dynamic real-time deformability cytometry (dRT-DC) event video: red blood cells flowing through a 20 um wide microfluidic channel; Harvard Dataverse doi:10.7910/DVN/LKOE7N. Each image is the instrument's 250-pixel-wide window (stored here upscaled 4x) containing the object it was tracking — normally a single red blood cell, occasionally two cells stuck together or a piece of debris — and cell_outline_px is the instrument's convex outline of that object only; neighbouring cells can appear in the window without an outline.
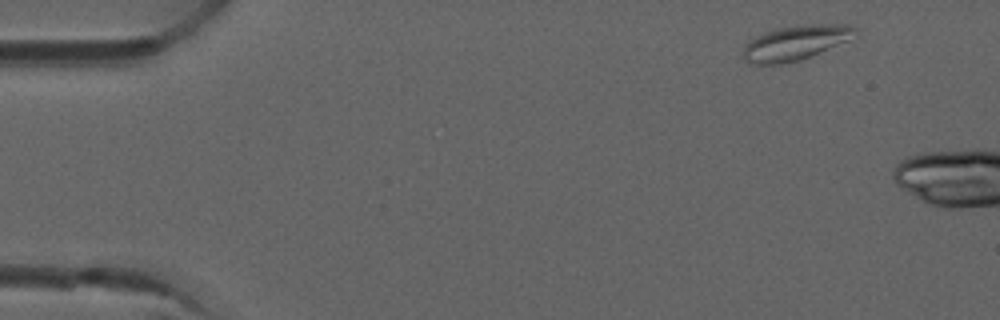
{"species": "common noctule bat (a hibernating species)", "species_latin": "Nyctalus noctula", "temperature_condition": "room temperature", "stored_images_in_passage": 3, "camera_frame_rate_fps": 3000, "um_per_image_px": 0.085, "animal": {"sex": "male", "forearm_length_mm": 52.5}, "frame": {"image": 1, "passage_image": 1, "time_ms": 0.0, "image_size_px": [1000, 320], "cell_outline_px": [[856, 28], [852, 40], [800, 60], [784, 64], [748, 64], [744, 60], [744, 44], [748, 40], [764, 32], [776, 28], [800, 24], [848, 24]], "centroid_in_image_um": [67.61, 3.63], "position_along_channel_um": 17.4, "area_um2": 23.06}}